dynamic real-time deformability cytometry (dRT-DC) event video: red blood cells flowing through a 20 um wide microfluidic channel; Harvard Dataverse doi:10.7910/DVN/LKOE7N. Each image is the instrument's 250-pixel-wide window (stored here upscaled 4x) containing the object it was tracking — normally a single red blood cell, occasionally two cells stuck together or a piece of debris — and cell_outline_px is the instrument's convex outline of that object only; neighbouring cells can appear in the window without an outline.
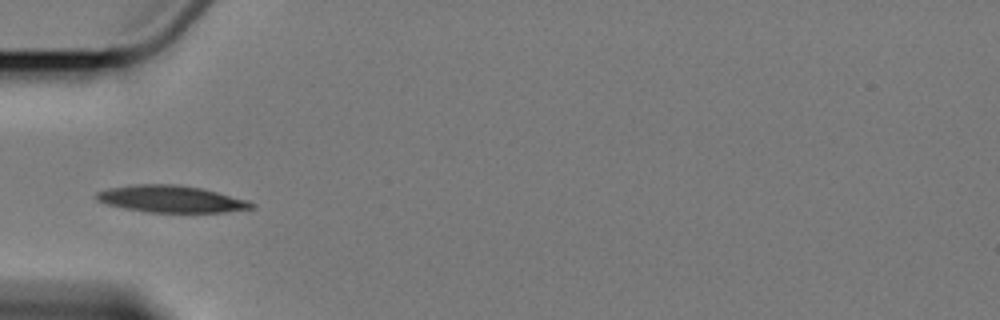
{"species": "Egyptian fruit bat (a non-hibernating species)", "species_latin": "Rousettus aegyptiacus", "temperature_condition": "cold", "stored_images_in_passage": 5, "camera_frame_rate_fps": 3000, "um_per_image_px": 0.085, "animal": {"sex": "female"}, "frame": {"image": 1, "passage_image": 4, "time_ms": 3.667, "image_size_px": [1000, 320], "cell_outline_px": [[256, 208], [224, 212], [148, 212], [124, 208], [108, 204], [96, 200], [96, 192], [112, 188], [136, 184], [172, 184], [200, 188], [248, 200], [256, 204]], "centroid_in_image_um": [14.58, 16.92], "position_along_channel_um": 70.4, "area_um2": 24.04}}
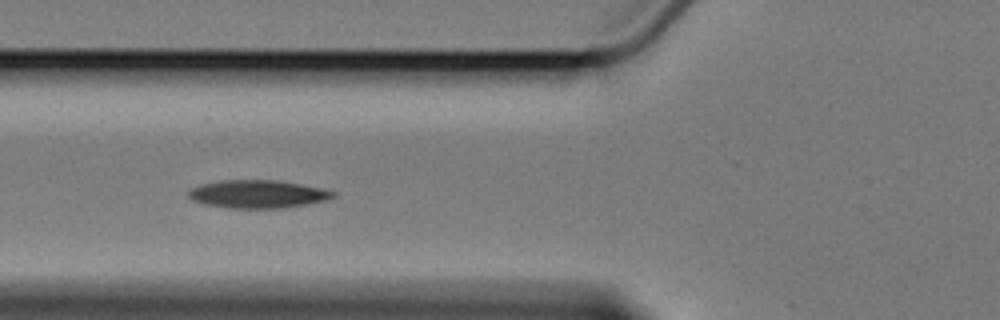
{"frame": {"image": 2, "passage_image": 5, "time_ms": 4.667, "image_size_px": [1000, 320], "cell_outline_px": [[336, 196], [328, 200], [284, 208], [228, 208], [204, 204], [192, 200], [188, 196], [188, 192], [192, 188], [204, 184], [220, 180], [276, 180], [300, 184], [320, 188], [336, 192]], "centroid_in_image_um": [21.92, 16.5], "position_along_channel_um": 103.9, "area_um2": 23.52}}